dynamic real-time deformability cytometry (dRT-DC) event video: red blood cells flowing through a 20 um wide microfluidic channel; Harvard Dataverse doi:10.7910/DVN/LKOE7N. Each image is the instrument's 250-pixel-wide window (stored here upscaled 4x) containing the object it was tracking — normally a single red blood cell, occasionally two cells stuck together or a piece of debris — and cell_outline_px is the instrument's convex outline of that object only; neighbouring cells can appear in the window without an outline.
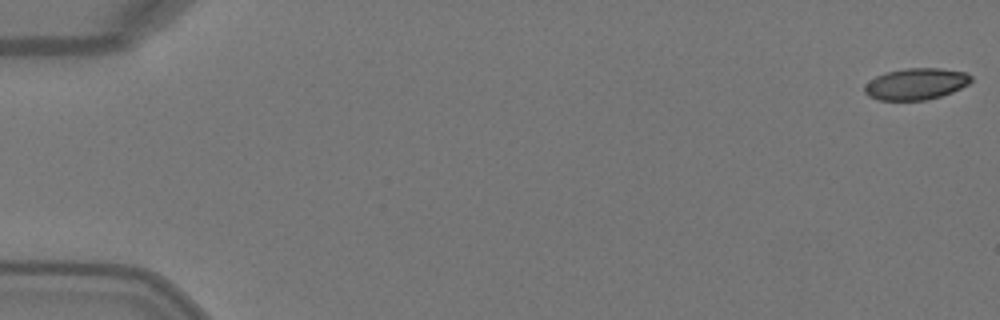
{"species": "Egyptian fruit bat (a non-hibernating species)", "species_latin": "Rousettus aegyptiacus", "temperature_condition": "warm", "stored_images_in_passage": 50, "camera_frame_rate_fps": 3000, "um_per_image_px": 0.085, "animal": {"sex": "female"}, "frame": {"image": 1, "passage_image": 1, "time_ms": 0.0, "image_size_px": [1000, 320], "cell_outline_px": [[972, 80], [968, 84], [952, 92], [940, 96], [924, 100], [876, 100], [868, 96], [864, 92], [864, 84], [876, 76], [888, 72], [904, 68], [940, 68], [968, 72], [972, 76]], "centroid_in_image_um": [77.85, 7.13], "position_along_channel_um": 7.1, "area_um2": 19.65}}
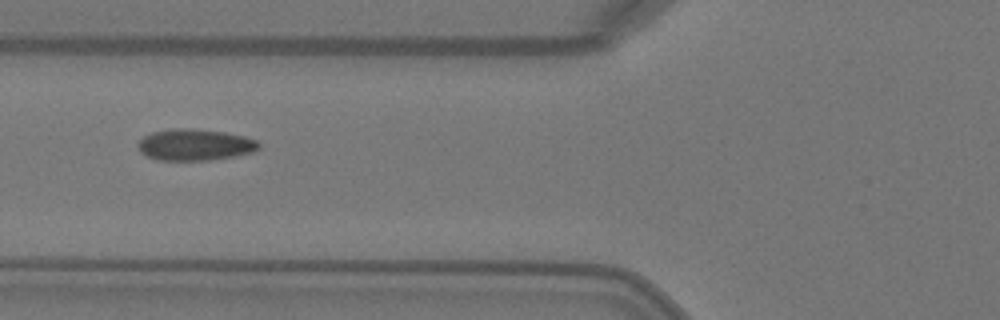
{"frame": {"image": 2, "passage_image": 20, "time_ms": 6.333, "image_size_px": [1000, 320], "cell_outline_px": [[260, 148], [252, 152], [236, 156], [208, 160], [156, 160], [144, 156], [140, 152], [136, 144], [144, 136], [152, 132], [172, 128], [184, 128], [224, 132], [244, 136], [256, 140], [260, 144]], "centroid_in_image_um": [16.53, 12.31], "position_along_channel_um": 109.3, "area_um2": 22.25}}
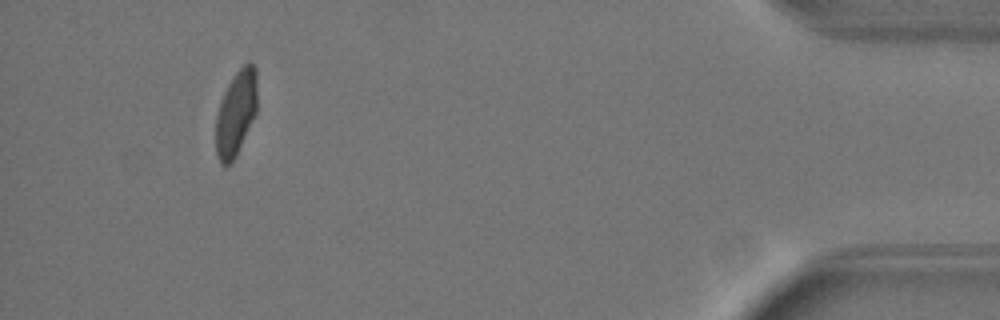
{"frame": {"image": 3, "passage_image": 47, "time_ms": 15.333, "image_size_px": [1000, 320], "cell_outline_px": [[256, 112], [236, 156], [228, 164], [220, 164], [216, 156], [216, 116], [220, 100], [232, 76], [248, 60], [256, 68]], "centroid_in_image_um": [20.04, 9.59], "position_along_channel_um": 415.2, "area_um2": 20.4}, "authors_computed_cell_mechanics": {"area_um2": 21.5016, "velocity_mm_per_s": 4.1034, "shape_relaxation_time_tau1_ms": 4.759, "shape_relaxation_time_tau2_ms": 0.4921, "deformation_change_tau1": 0.1704, "deformation_change_tau2": 0.0428}}